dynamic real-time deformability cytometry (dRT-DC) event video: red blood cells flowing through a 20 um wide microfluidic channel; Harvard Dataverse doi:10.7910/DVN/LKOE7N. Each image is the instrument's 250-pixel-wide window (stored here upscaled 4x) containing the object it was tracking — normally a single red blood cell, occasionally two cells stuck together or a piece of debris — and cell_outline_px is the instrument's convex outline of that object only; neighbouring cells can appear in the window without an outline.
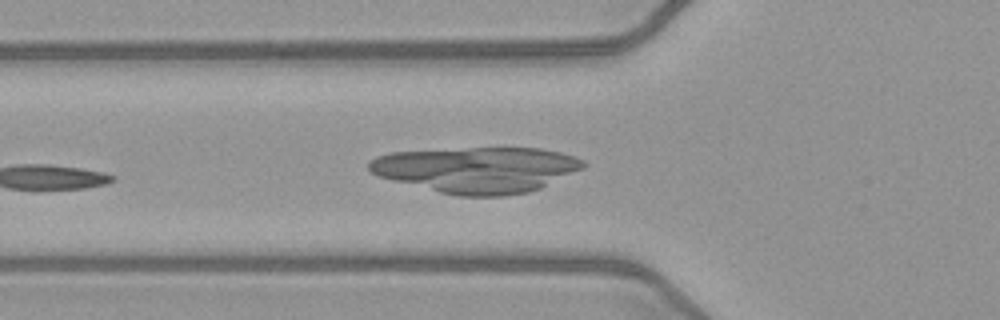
{"species": "common noctule bat (a hibernating species)", "species_latin": "Nyctalus noctula", "temperature_condition": "warm", "stored_images_in_passage": 7, "camera_frame_rate_fps": 3000, "um_per_image_px": 0.085, "animal": {"sex": "female", "body_mass_g": 21.9}, "frame": {"image": 1, "passage_image": 2, "time_ms": 0.333, "image_size_px": [1000, 320], "cell_outline_px": [[484, 164], [428, 176], [388, 176], [380, 172], [392, 156], [416, 152], [460, 152]], "centroid_in_image_um": [36.33, 13.92], "position_along_channel_um": 89.5, "area_um2": 13.06}}
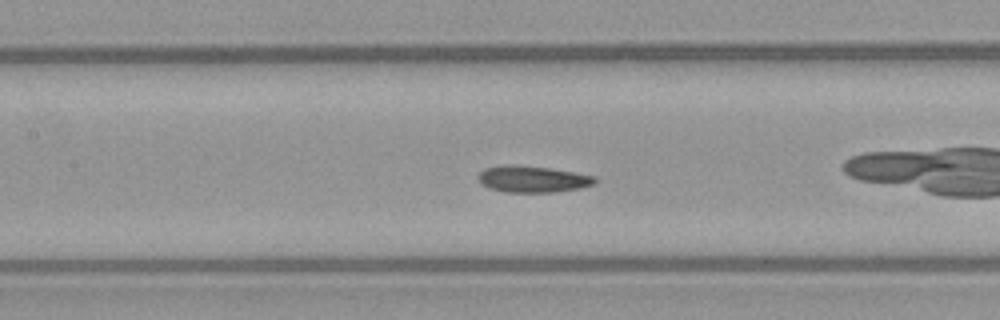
{"frame": {"image": 2, "passage_image": 5, "time_ms": 1.333, "image_size_px": [1000, 320], "cell_outline_px": [[592, 180], [584, 184], [560, 188], [504, 188], [492, 184], [484, 180], [484, 176], [488, 172], [500, 168], [532, 168], [560, 172], [580, 176]], "centroid_in_image_um": [45.27, 15.18], "position_along_channel_um": 162.1, "area_um2": 11.91}}